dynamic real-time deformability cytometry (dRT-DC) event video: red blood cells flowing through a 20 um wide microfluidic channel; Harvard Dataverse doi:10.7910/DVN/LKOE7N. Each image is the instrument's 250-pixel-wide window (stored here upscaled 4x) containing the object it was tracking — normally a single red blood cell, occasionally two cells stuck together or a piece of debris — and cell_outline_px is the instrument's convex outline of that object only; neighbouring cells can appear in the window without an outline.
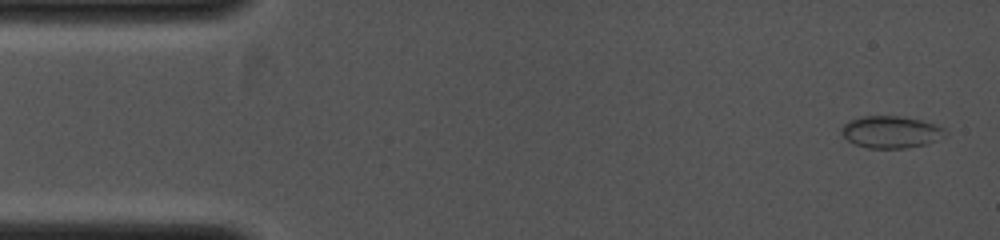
{"species": "common noctule bat (a hibernating species)", "species_latin": "Nyctalus noctula", "temperature_condition": "cold", "stored_images_in_passage": 7, "camera_frame_rate_fps": 4000, "um_per_image_px": 0.085, "animal": {"sex": "female", "body_mass_g": 19.0, "forearm_length_mm": 53.3}, "frame": {"image": 1, "passage_image": 1, "time_ms": 0.0, "image_size_px": [1000, 240], "cell_outline_px": [[948, 132], [944, 136], [936, 140], [924, 144], [904, 148], [868, 148], [856, 144], [848, 140], [840, 132], [840, 128], [848, 120], [864, 116], [900, 116], [920, 120], [936, 124], [944, 128]], "centroid_in_image_um": [75.71, 11.21], "position_along_channel_um": 9.3, "area_um2": 19.31}}
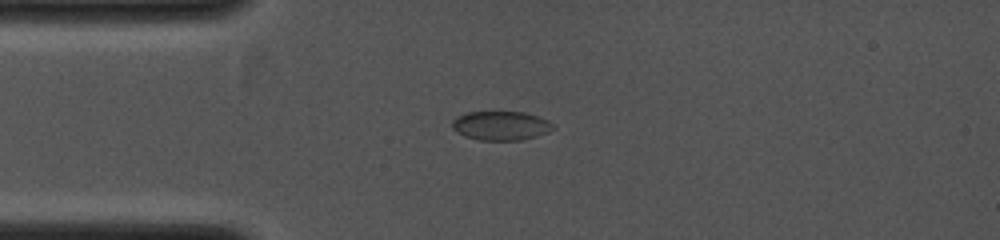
{"frame": {"image": 2, "passage_image": 4, "time_ms": 2.25, "image_size_px": [1000, 240], "cell_outline_px": [[556, 124], [548, 132], [536, 136], [520, 140], [480, 140], [464, 136], [456, 132], [452, 128], [452, 120], [456, 116], [468, 112], [524, 112], [548, 120]], "centroid_in_image_um": [42.55, 10.68], "position_along_channel_um": 42.5, "area_um2": 17.11}}
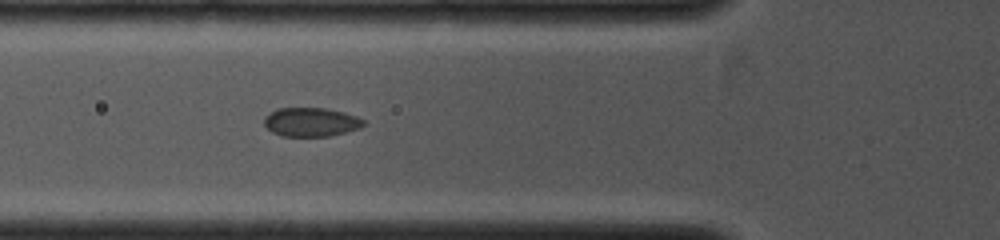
{"frame": {"image": 3, "passage_image": 7, "time_ms": 3.5, "image_size_px": [1000, 240], "cell_outline_px": [[368, 124], [360, 128], [328, 136], [284, 136], [272, 132], [264, 124], [264, 116], [276, 108], [328, 108], [344, 112], [356, 116], [364, 120]], "centroid_in_image_um": [26.45, 10.36], "position_along_channel_um": 99.4, "area_um2": 16.82}}